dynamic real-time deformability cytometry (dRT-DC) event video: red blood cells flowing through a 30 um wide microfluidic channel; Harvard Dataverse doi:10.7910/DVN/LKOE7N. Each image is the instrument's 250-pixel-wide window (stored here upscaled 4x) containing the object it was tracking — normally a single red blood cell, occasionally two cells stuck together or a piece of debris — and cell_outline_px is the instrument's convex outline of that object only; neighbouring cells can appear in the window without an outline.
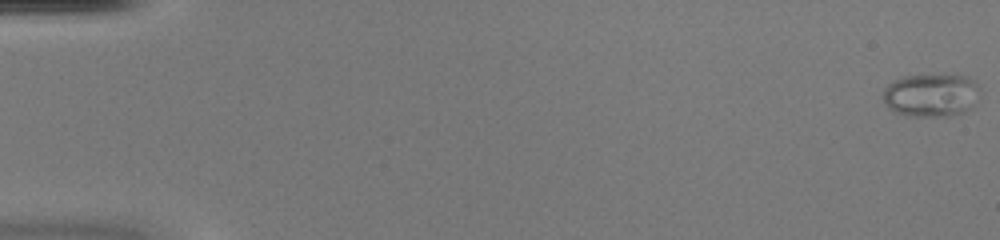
{"species": "common noctule bat (a hibernating species)", "species_latin": "Nyctalus noctula", "temperature_condition": "warm", "stored_images_in_passage": 52, "camera_frame_rate_fps": 3000, "um_per_image_px": 0.085, "animal": {"sex": "female", "body_mass_g": 20.0, "forearm_length_mm": 54.0}, "frame": {"image": 1, "passage_image": 1, "time_ms": 0.0, "image_size_px": [1000, 240], "cell_outline_px": [[980, 88], [972, 108], [964, 112], [952, 116], [908, 116], [896, 112], [888, 108], [884, 104], [884, 88], [888, 84], [904, 76], [968, 76]], "centroid_in_image_um": [79.14, 8.12], "position_along_channel_um": 5.9, "area_um2": 24.1}}
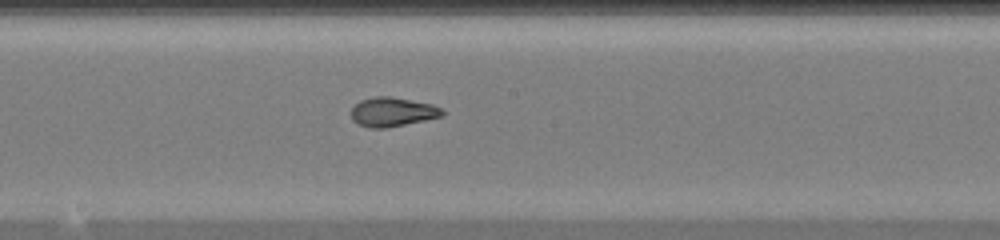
{"frame": {"image": 2, "passage_image": 29, "time_ms": 9.333, "image_size_px": [1000, 240], "cell_outline_px": [[444, 116], [384, 128], [372, 128], [360, 124], [352, 120], [352, 108], [360, 100], [376, 96], [388, 96], [432, 104], [440, 108], [444, 112]], "centroid_in_image_um": [33.36, 9.51], "position_along_channel_um": 214.8, "area_um2": 15.2}}
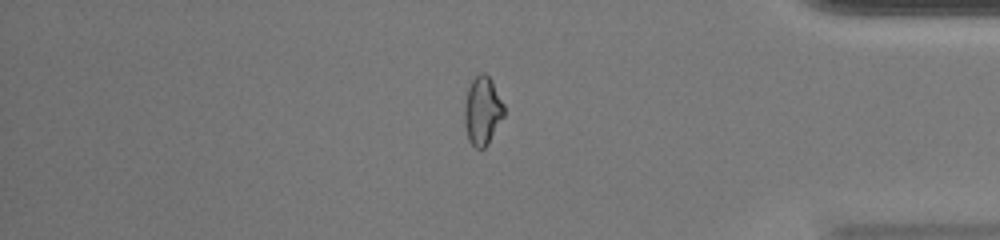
{"frame": {"image": 3, "passage_image": 44, "time_ms": 14.333, "image_size_px": [1000, 240], "cell_outline_px": [[504, 116], [488, 144], [484, 148], [476, 148], [468, 140], [464, 124], [464, 104], [468, 88], [472, 80], [480, 72], [484, 72], [492, 80], [504, 104]], "centroid_in_image_um": [41.0, 9.41], "position_along_channel_um": 394.2, "area_um2": 15.9}, "authors_computed_cell_mechanics": {"area_um2": 16.762, "velocity_mm_per_s": 4.0678, "shape_relaxation_time_tau1_ms": null, "shape_relaxation_time_tau2_ms": 1.2675, "deformation_change_tau1": null, "deformation_change_tau2": 0.0635}}